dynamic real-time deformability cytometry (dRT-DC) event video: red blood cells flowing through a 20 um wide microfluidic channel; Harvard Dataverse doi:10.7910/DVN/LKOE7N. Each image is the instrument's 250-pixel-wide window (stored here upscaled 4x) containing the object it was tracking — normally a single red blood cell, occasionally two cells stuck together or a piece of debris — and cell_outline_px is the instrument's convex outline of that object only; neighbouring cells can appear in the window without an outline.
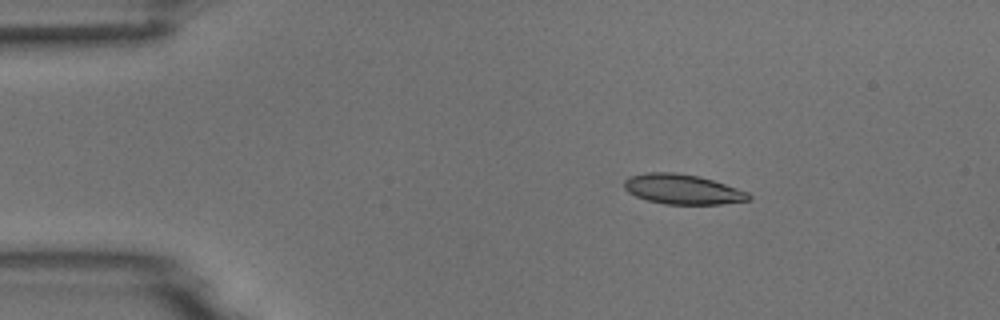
{"species": "common noctule bat (a hibernating species)", "species_latin": "Nyctalus noctula", "temperature_condition": "room temperature", "stored_images_in_passage": 3, "camera_frame_rate_fps": 3000, "um_per_image_px": 0.085, "animal": {"sex": "male", "body_mass_g": 18.8}, "frame": {"image": 1, "passage_image": 1, "time_ms": 0.0, "image_size_px": [1000, 320], "cell_outline_px": [[752, 200], [720, 204], [664, 204], [648, 200], [636, 196], [628, 192], [624, 188], [624, 180], [628, 176], [648, 172], [676, 172], [700, 176], [748, 192], [752, 196]], "centroid_in_image_um": [58.01, 16.08], "position_along_channel_um": 27.0, "area_um2": 21.79}}
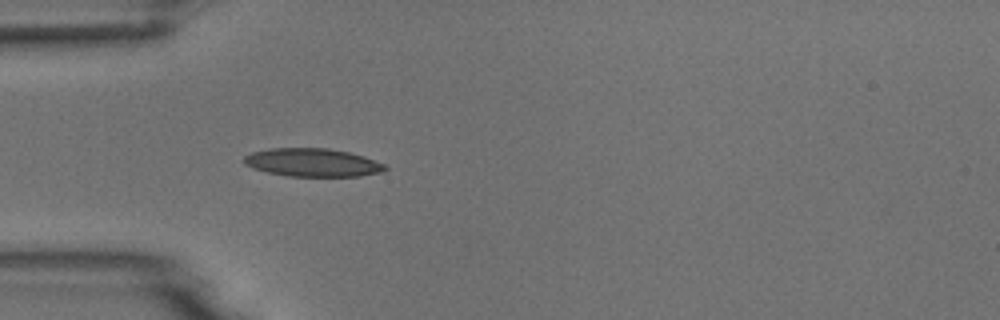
{"frame": {"image": 2, "passage_image": 3, "time_ms": 2.333, "image_size_px": [1000, 320], "cell_outline_px": [[388, 168], [384, 172], [360, 176], [288, 176], [268, 172], [252, 168], [244, 164], [240, 160], [244, 156], [252, 152], [268, 148], [328, 148], [348, 152], [364, 156], [384, 164]], "centroid_in_image_um": [26.54, 13.81], "position_along_channel_um": 58.5, "area_um2": 23.35}}